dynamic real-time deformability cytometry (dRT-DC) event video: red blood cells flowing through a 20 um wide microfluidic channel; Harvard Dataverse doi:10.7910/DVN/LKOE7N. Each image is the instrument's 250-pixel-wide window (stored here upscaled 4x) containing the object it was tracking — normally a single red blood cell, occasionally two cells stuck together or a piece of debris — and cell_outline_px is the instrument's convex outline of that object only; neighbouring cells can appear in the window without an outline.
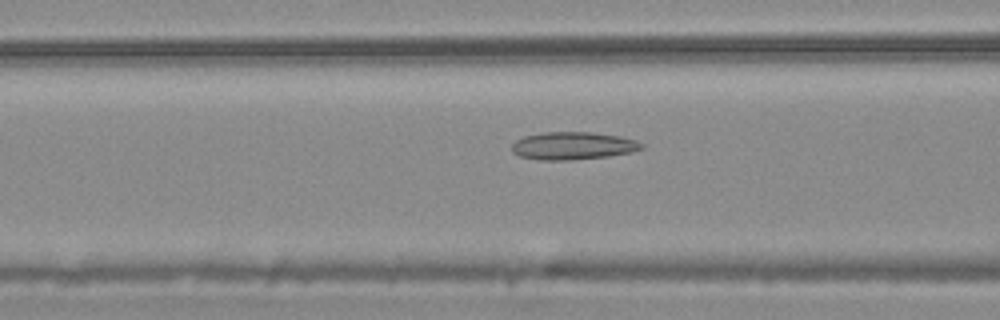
{"species": "common noctule bat (a hibernating species)", "species_latin": "Nyctalus noctula", "temperature_condition": "warm", "stored_images_in_passage": 40, "camera_frame_rate_fps": 3000, "um_per_image_px": 0.085, "animal": {"sex": "male", "body_mass_g": 20.4}, "frame": {"image": 1, "passage_image": 17, "time_ms": 5.333, "image_size_px": [1000, 320], "cell_outline_px": [[644, 148], [632, 152], [608, 156], [572, 160], [540, 160], [520, 156], [512, 152], [512, 144], [516, 140], [524, 136], [544, 132], [588, 132], [620, 136], [636, 140], [644, 144]], "centroid_in_image_um": [48.71, 12.39], "position_along_channel_um": 117.9, "area_um2": 20.98}}
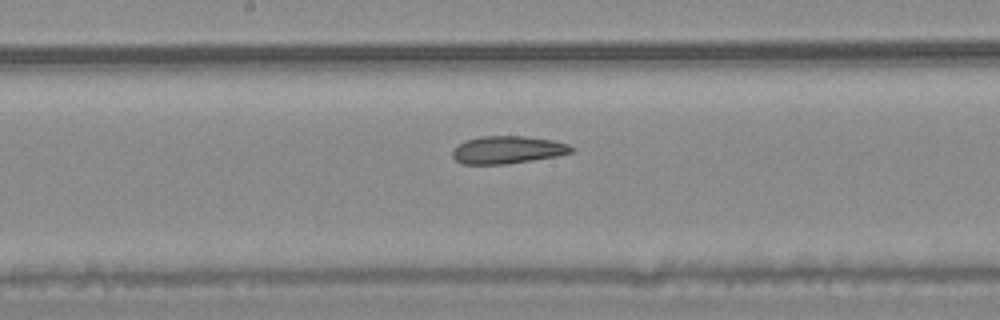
{"frame": {"image": 2, "passage_image": 24, "time_ms": 7.667, "image_size_px": [1000, 320], "cell_outline_px": [[576, 148], [572, 152], [556, 156], [508, 164], [464, 164], [456, 160], [452, 156], [452, 148], [464, 140], [480, 136], [524, 136], [552, 140], [568, 144]], "centroid_in_image_um": [43.12, 12.73], "position_along_channel_um": 205.1, "area_um2": 19.25}}
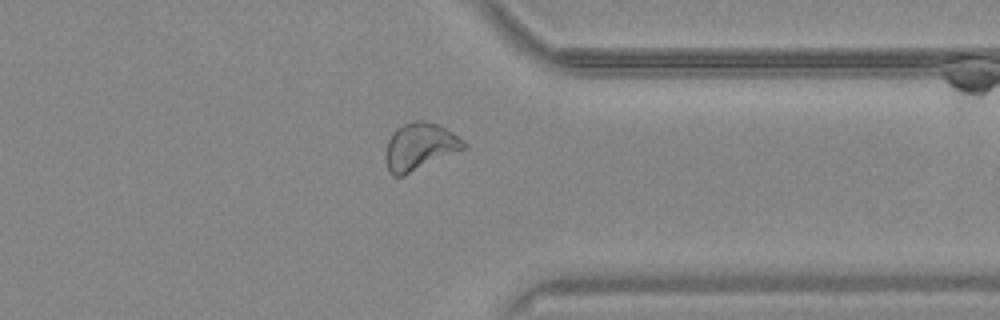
{"frame": {"image": 3, "passage_image": 38, "time_ms": 12.333, "image_size_px": [1000, 320], "cell_outline_px": [[468, 144], [464, 148], [400, 176], [392, 176], [388, 172], [384, 156], [388, 140], [392, 132], [396, 128], [412, 120], [424, 120], [436, 124], [452, 132], [464, 140]], "centroid_in_image_um": [35.62, 12.43], "position_along_channel_um": 375.8, "area_um2": 21.1}}